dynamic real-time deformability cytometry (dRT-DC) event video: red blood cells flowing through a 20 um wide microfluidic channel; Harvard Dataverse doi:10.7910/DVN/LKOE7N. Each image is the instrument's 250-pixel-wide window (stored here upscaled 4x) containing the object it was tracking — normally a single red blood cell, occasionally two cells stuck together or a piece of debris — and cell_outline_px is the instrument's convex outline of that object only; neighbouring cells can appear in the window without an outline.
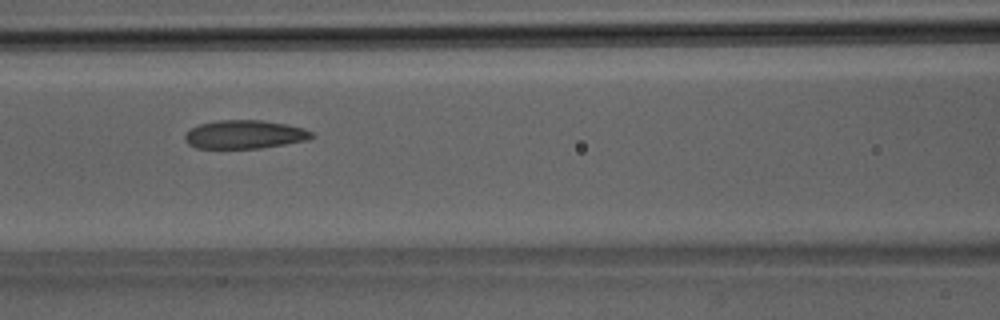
{"species": "Egyptian fruit bat (a non-hibernating species)", "species_latin": "Rousettus aegyptiacus", "temperature_condition": "room temperature", "stored_images_in_passage": 38, "camera_frame_rate_fps": 3000, "um_per_image_px": 0.085, "animal": {"sex": "male"}, "frame": {"image": 1, "passage_image": 16, "time_ms": 5.0, "image_size_px": [1000, 320], "cell_outline_px": [[316, 136], [308, 140], [260, 148], [196, 148], [188, 144], [184, 140], [184, 136], [192, 128], [200, 124], [216, 120], [260, 120], [284, 124], [304, 128], [312, 132]], "centroid_in_image_um": [20.8, 11.43], "position_along_channel_um": 145.8, "area_um2": 20.98}}
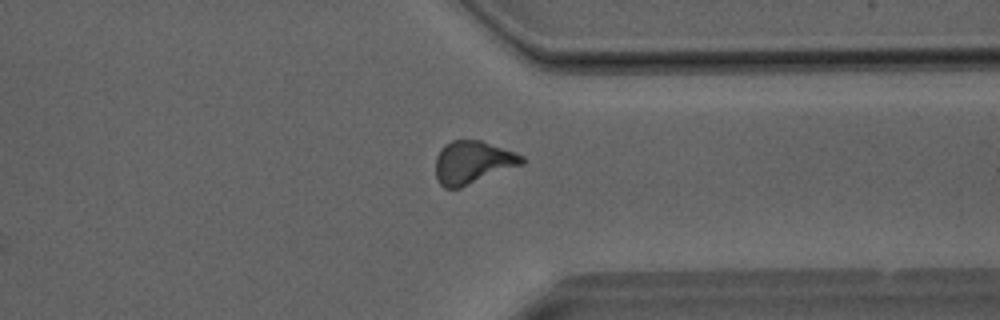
{"frame": {"image": 2, "passage_image": 29, "time_ms": 9.333, "image_size_px": [1000, 320], "cell_outline_px": [[524, 164], [460, 188], [444, 188], [440, 184], [436, 176], [436, 156], [440, 148], [444, 144], [452, 140], [480, 140], [516, 152], [524, 156]], "centroid_in_image_um": [40.18, 13.79], "position_along_channel_um": 371.2, "area_um2": 21.68}}
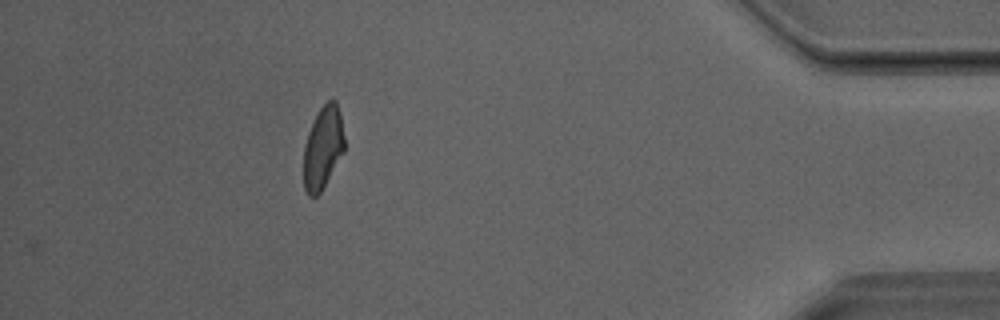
{"frame": {"image": 3, "passage_image": 34, "time_ms": 11.0, "image_size_px": [1000, 320], "cell_outline_px": [[344, 152], [320, 192], [316, 196], [308, 196], [304, 188], [304, 144], [308, 132], [320, 108], [332, 96], [336, 100], [340, 112], [344, 136]], "centroid_in_image_um": [27.46, 12.52], "position_along_channel_um": 407.7, "area_um2": 19.59}}